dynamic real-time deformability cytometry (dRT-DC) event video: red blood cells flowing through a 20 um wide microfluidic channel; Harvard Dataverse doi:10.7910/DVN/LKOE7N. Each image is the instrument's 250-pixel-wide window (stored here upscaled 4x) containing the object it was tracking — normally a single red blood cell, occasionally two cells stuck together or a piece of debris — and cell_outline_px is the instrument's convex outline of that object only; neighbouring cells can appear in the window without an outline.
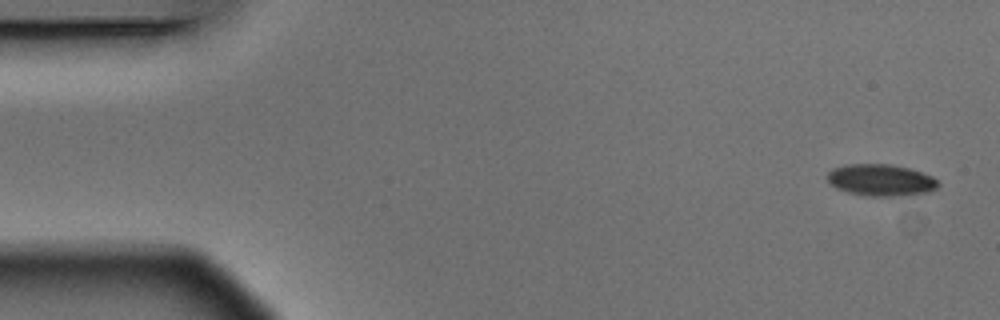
{"species": "Egyptian fruit bat (a non-hibernating species)", "species_latin": "Rousettus aegyptiacus", "temperature_condition": "warm", "stored_images_in_passage": 5, "camera_frame_rate_fps": 3000, "um_per_image_px": 0.085, "animal": {"sex": "male"}, "frame": {"image": 1, "passage_image": 1, "time_ms": 0.0, "image_size_px": [1000, 320], "cell_outline_px": [[940, 184], [936, 188], [928, 192], [908, 196], [872, 196], [848, 192], [836, 188], [828, 180], [828, 172], [832, 168], [844, 164], [888, 164], [908, 168], [932, 176]], "centroid_in_image_um": [74.88, 15.31], "position_along_channel_um": 10.1, "area_um2": 20.46}}